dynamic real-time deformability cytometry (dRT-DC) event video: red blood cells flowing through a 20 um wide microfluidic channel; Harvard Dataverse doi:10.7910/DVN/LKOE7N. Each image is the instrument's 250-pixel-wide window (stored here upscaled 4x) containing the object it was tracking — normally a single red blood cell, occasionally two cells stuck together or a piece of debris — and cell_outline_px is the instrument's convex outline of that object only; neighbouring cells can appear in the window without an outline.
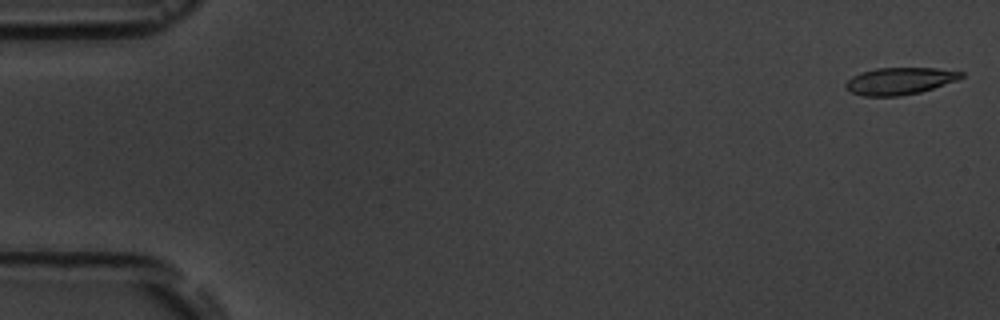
{"species": "common noctule bat (a hibernating species)", "species_latin": "Nyctalus noctula", "temperature_condition": "room temperature", "stored_images_in_passage": 6, "camera_frame_rate_fps": 3000, "um_per_image_px": 0.085, "animal": {"sex": "male", "body_mass_g": 19.5, "forearm_length_mm": 54.6}, "frame": {"image": 1, "passage_image": 1, "time_ms": 0.0, "image_size_px": [1000, 320], "cell_outline_px": [[964, 76], [956, 80], [920, 92], [900, 96], [864, 96], [852, 92], [844, 88], [844, 84], [852, 76], [860, 72], [876, 68], [936, 68], [964, 72]], "centroid_in_image_um": [76.43, 6.88], "position_along_channel_um": 8.6, "area_um2": 18.15}}
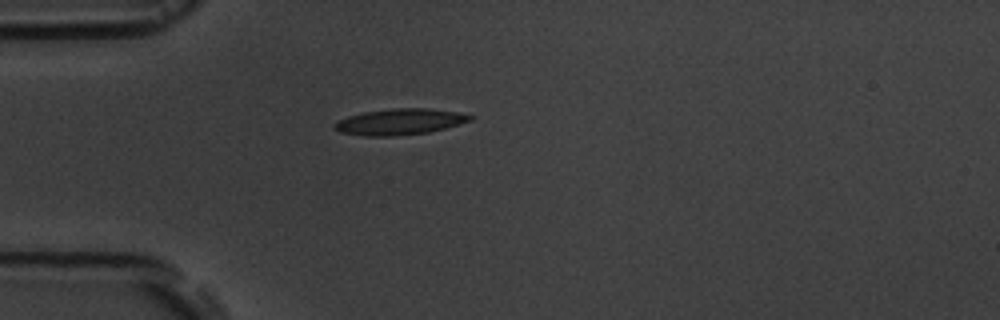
{"frame": {"image": 2, "passage_image": 5, "time_ms": 4.667, "image_size_px": [1000, 320], "cell_outline_px": [[472, 120], [444, 128], [428, 132], [392, 136], [364, 136], [340, 132], [332, 128], [332, 124], [348, 116], [364, 112], [392, 108], [428, 108], [456, 112], [472, 116]], "centroid_in_image_um": [33.92, 10.35], "position_along_channel_um": 51.1, "area_um2": 20.4}}